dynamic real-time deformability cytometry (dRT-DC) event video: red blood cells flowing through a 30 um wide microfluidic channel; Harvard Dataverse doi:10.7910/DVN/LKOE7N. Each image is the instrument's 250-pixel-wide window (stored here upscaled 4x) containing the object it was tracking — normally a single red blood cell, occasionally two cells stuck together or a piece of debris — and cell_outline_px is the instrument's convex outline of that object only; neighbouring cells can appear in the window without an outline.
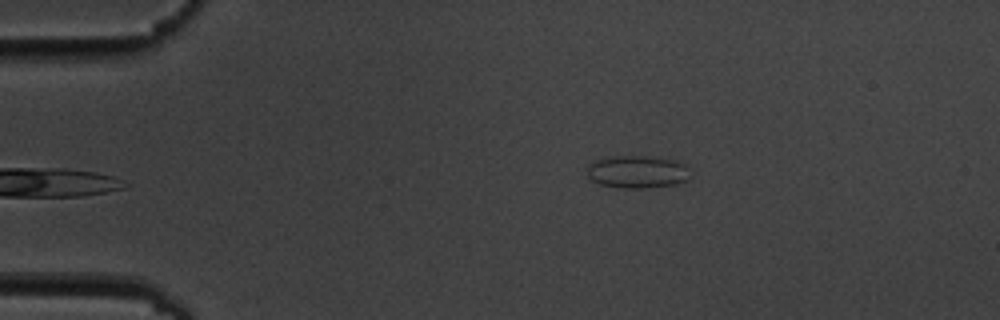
{"species": "common noctule bat (a hibernating species)", "species_latin": "Nyctalus noctula", "temperature_condition": "cold", "stored_images_in_passage": 6, "camera_frame_rate_fps": 3000, "um_per_image_px": 0.085, "animal": {"sex": "male", "body_mass_g": 19.5, "forearm_length_mm": 54.6}, "frame": {"image": 1, "passage_image": 6, "time_ms": 6.0, "image_size_px": [1000, 320], "cell_outline_px": [[688, 180], [676, 184], [644, 188], [624, 188], [600, 184], [592, 180], [588, 176], [588, 164], [596, 160], [612, 156], [644, 156], [676, 160], [684, 164]], "centroid_in_image_um": [54.13, 14.6], "position_along_channel_um": 30.9, "area_um2": 19.31}}